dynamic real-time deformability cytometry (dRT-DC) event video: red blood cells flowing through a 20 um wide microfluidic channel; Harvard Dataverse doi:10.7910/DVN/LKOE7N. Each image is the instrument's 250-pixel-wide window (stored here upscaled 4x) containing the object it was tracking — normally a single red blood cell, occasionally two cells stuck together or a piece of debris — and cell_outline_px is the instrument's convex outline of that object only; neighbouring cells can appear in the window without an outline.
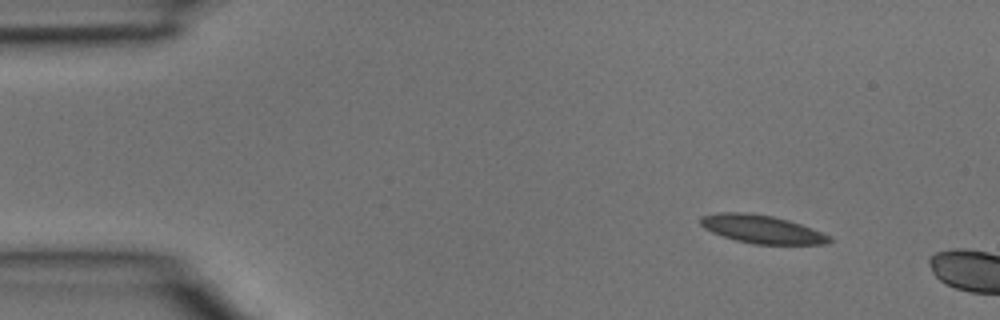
{"species": "common noctule bat (a hibernating species)", "species_latin": "Nyctalus noctula", "temperature_condition": "room temperature", "stored_images_in_passage": 2, "camera_frame_rate_fps": 3000, "um_per_image_px": 0.085, "animal": {"sex": "male", "body_mass_g": 15.6}, "frame": {"image": 1, "passage_image": 1, "time_ms": 0.0, "image_size_px": [1000, 320], "cell_outline_px": [[832, 240], [824, 244], [756, 244], [736, 240], [712, 232], [704, 228], [700, 224], [700, 216], [720, 212], [744, 212], [772, 216], [788, 220], [812, 228], [832, 236]], "centroid_in_image_um": [64.75, 19.47], "position_along_channel_um": 20.2, "area_um2": 21.04}}